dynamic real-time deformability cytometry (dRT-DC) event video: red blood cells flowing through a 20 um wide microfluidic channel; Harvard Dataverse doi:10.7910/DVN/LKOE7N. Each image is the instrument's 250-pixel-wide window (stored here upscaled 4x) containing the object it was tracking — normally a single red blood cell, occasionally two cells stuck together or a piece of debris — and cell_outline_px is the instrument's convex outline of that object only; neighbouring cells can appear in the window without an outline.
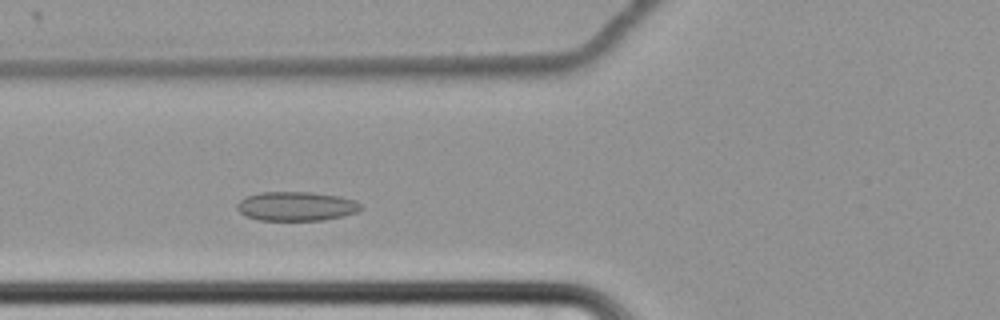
{"species": "common noctule bat (a hibernating species)", "species_latin": "Nyctalus noctula", "temperature_condition": "cold", "stored_images_in_passage": 51, "camera_frame_rate_fps": 3000, "um_per_image_px": 0.085, "animal": {"sex": "female", "body_mass_g": 22.7, "forearm_length_mm": 54.2}, "frame": {"image": 1, "passage_image": 14, "time_ms": 4.333, "image_size_px": [1000, 320], "cell_outline_px": [[360, 208], [356, 212], [344, 216], [324, 220], [260, 220], [248, 216], [240, 212], [236, 208], [236, 204], [244, 196], [260, 192], [312, 192], [340, 196], [356, 200], [360, 204]], "centroid_in_image_um": [25.17, 17.52], "position_along_channel_um": 100.6, "area_um2": 21.1}}
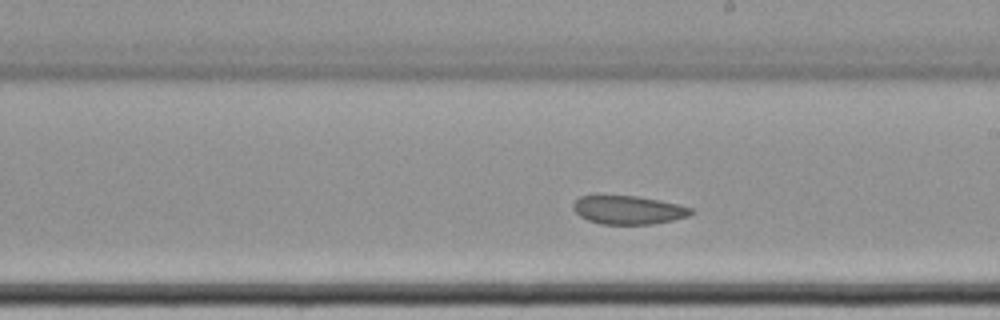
{"frame": {"image": 2, "passage_image": 26, "time_ms": 8.333, "image_size_px": [1000, 320], "cell_outline_px": [[696, 212], [688, 216], [672, 220], [652, 224], [600, 224], [588, 220], [580, 216], [572, 208], [572, 204], [580, 196], [636, 196], [660, 200], [692, 208]], "centroid_in_image_um": [53.41, 17.85], "position_along_channel_um": 235.6, "area_um2": 19.48}}
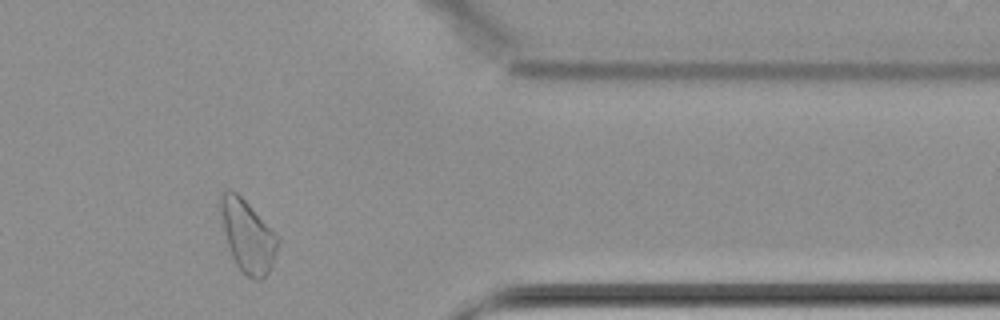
{"frame": {"image": 3, "passage_image": 41, "time_ms": 13.333, "image_size_px": [1000, 320], "cell_outline_px": [[280, 240], [272, 264], [268, 272], [260, 280], [256, 280], [248, 276], [236, 264], [228, 248], [224, 232], [220, 208], [220, 192], [236, 192], [280, 236]], "centroid_in_image_um": [21.07, 20.07], "position_along_channel_um": 390.3, "area_um2": 23.7}, "authors_computed_cell_mechanics": {"area_um2": 21.7906, "velocity_mm_per_s": 3.3873, "shape_relaxation_time_tau1_ms": null, "shape_relaxation_time_tau2_ms": 3.073, "deformation_change_tau1": null, "deformation_change_tau2": 0.0744}}